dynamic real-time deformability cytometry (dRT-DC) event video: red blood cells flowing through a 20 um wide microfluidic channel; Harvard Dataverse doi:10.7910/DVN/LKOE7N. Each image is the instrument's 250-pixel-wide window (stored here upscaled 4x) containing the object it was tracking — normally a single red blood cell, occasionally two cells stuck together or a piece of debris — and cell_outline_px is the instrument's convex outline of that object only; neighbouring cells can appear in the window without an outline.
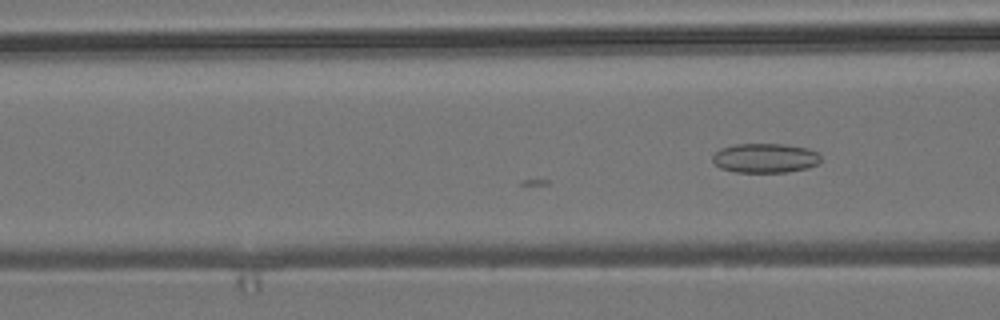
{"species": "common noctule bat (a hibernating species)", "species_latin": "Nyctalus noctula", "temperature_condition": "room temperature", "stored_images_in_passage": 18, "camera_frame_rate_fps": 3000, "um_per_image_px": 0.085, "animal": {"sex": "male", "body_mass_g": 19.2, "forearm_length_mm": 51.8}, "frame": {"image": 1, "passage_image": 18, "time_ms": 5.667, "image_size_px": [1000, 320], "cell_outline_px": [[820, 160], [816, 164], [808, 168], [788, 172], [736, 172], [720, 168], [712, 160], [712, 156], [720, 148], [736, 144], [784, 144], [808, 148], [820, 152]], "centroid_in_image_um": [65.05, 13.43], "position_along_channel_um": 101.5, "area_um2": 18.67}}